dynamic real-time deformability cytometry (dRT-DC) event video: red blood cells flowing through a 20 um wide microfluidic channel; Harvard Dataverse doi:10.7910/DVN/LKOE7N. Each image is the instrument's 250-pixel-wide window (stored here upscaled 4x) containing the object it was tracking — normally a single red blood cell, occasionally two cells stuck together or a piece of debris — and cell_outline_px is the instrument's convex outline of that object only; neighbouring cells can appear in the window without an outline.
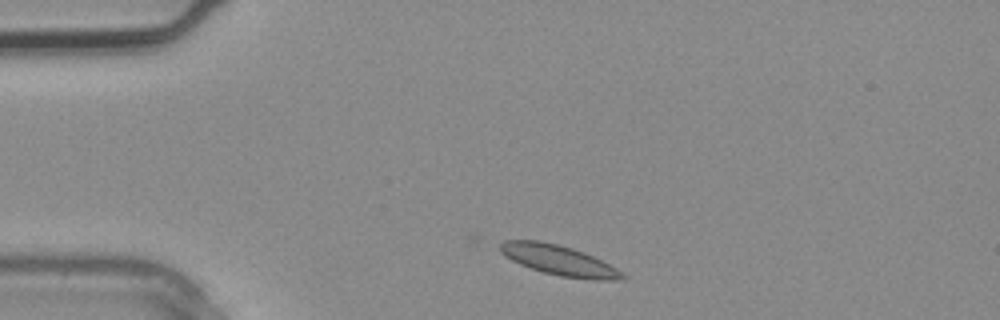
{"species": "common noctule bat (a hibernating species)", "species_latin": "Nyctalus noctula", "temperature_condition": "warm", "stored_images_in_passage": 2, "camera_frame_rate_fps": 3000, "um_per_image_px": 0.085, "animal": {"sex": "male", "body_mass_g": 20.4}, "frame": {"image": 1, "passage_image": 2, "time_ms": 0.333, "image_size_px": [1000, 320], "cell_outline_px": [[628, 276], [616, 280], [596, 280], [560, 276], [544, 272], [520, 264], [504, 256], [500, 252], [500, 244], [504, 240], [540, 240], [572, 248], [584, 252], [616, 268]], "centroid_in_image_um": [47.49, 22.11], "position_along_channel_um": 37.5, "area_um2": 21.21}}